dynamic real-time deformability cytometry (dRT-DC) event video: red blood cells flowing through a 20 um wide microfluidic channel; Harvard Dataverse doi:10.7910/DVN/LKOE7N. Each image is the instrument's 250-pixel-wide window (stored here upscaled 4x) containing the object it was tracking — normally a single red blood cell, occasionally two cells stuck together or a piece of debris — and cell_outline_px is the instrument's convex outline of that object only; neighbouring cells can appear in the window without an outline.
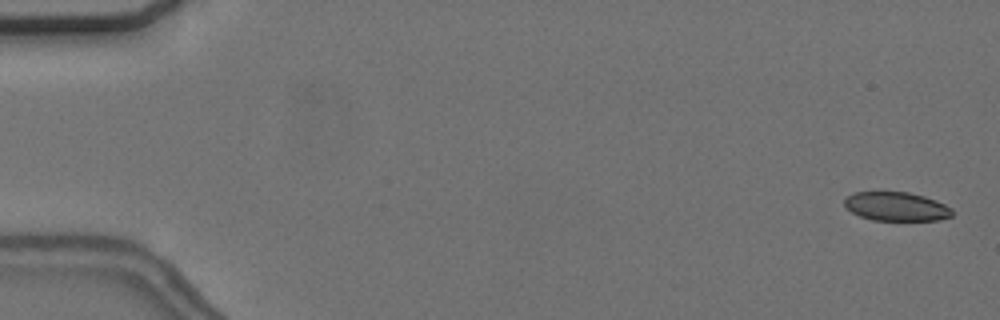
{"species": "common noctule bat (a hibernating species)", "species_latin": "Nyctalus noctula", "temperature_condition": "cold", "stored_images_in_passage": 57, "camera_frame_rate_fps": 3000, "um_per_image_px": 0.085, "animal": {"sex": "female", "body_mass_g": 24.6, "forearm_length_mm": 56.2}, "frame": {"image": 1, "passage_image": 2, "time_ms": 0.333, "image_size_px": [1000, 320], "cell_outline_px": [[952, 216], [940, 220], [872, 220], [860, 216], [852, 212], [844, 204], [844, 200], [848, 196], [856, 192], [908, 192], [924, 196], [936, 200], [952, 208]], "centroid_in_image_um": [76.21, 17.55], "position_along_channel_um": 8.8, "area_um2": 18.03}}
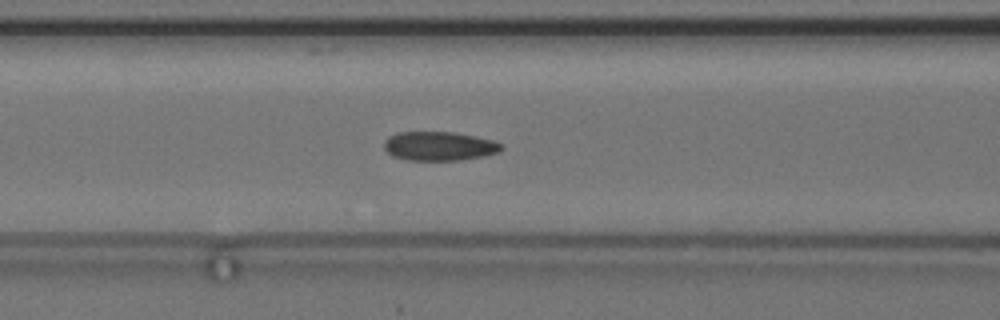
{"frame": {"image": 2, "passage_image": 24, "time_ms": 7.667, "image_size_px": [1000, 320], "cell_outline_px": [[504, 148], [500, 152], [484, 156], [460, 160], [408, 160], [392, 156], [384, 148], [384, 140], [388, 136], [400, 132], [452, 132], [476, 136], [496, 140], [504, 144]], "centroid_in_image_um": [37.39, 12.41], "position_along_channel_um": 129.2, "area_um2": 20.11}}
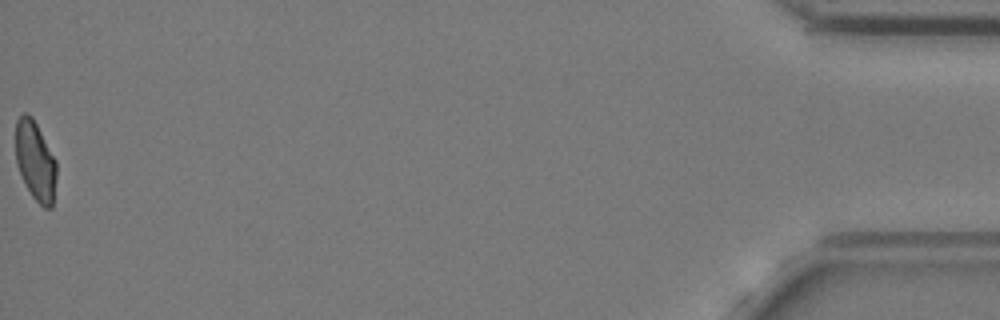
{"frame": {"image": 3, "passage_image": 57, "time_ms": 18.667, "image_size_px": [1000, 320], "cell_outline_px": [[56, 176], [52, 208], [44, 208], [32, 196], [16, 164], [16, 120], [24, 112], [28, 112], [32, 116], [56, 160]], "centroid_in_image_um": [3.01, 13.65], "position_along_channel_um": 432.2, "area_um2": 18.73}, "authors_computed_cell_mechanics": {"area_um2": 19.7676, "velocity_mm_per_s": 3.6691, "shape_relaxation_time_tau1_ms": null, "shape_relaxation_time_tau2_ms": 2.3486, "deformation_change_tau1": null, "deformation_change_tau2": 0.0848}}